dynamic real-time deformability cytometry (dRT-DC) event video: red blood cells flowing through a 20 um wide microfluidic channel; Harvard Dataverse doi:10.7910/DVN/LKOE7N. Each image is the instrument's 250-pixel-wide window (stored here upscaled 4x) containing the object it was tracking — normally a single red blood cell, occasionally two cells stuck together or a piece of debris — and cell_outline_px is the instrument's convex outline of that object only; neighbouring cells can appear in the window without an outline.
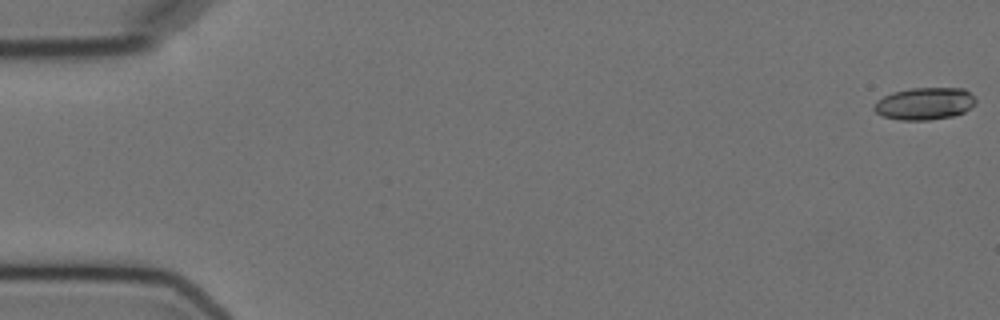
{"species": "Egyptian fruit bat (a non-hibernating species)", "species_latin": "Rousettus aegyptiacus", "temperature_condition": "cold", "stored_images_in_passage": 7, "camera_frame_rate_fps": 3000, "um_per_image_px": 0.085, "animal": {"sex": "female"}, "frame": {"image": 1, "passage_image": 1, "time_ms": 0.0, "image_size_px": [1000, 320], "cell_outline_px": [[976, 104], [964, 112], [952, 116], [928, 120], [900, 120], [884, 116], [876, 112], [872, 108], [876, 100], [892, 92], [912, 88], [964, 88], [976, 100]], "centroid_in_image_um": [78.58, 8.8], "position_along_channel_um": 6.4, "area_um2": 19.07}}
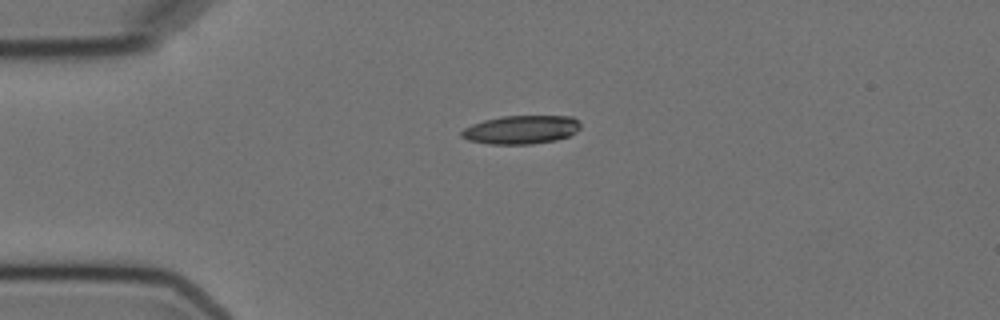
{"frame": {"image": 2, "passage_image": 5, "time_ms": 4.333, "image_size_px": [1000, 320], "cell_outline_px": [[580, 128], [576, 132], [568, 136], [556, 140], [532, 144], [488, 144], [468, 140], [460, 136], [460, 132], [464, 128], [472, 124], [484, 120], [500, 116], [572, 116], [580, 124]], "centroid_in_image_um": [44.27, 11.02], "position_along_channel_um": 40.7, "area_um2": 19.83}}
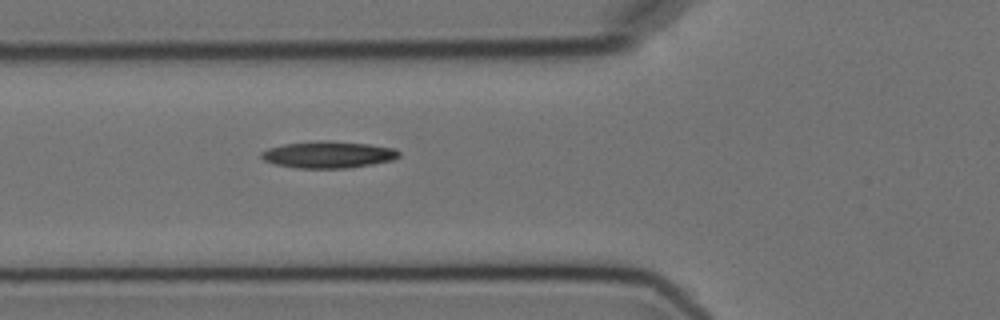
{"frame": {"image": 3, "passage_image": 7, "time_ms": 6.667, "image_size_px": [1000, 320], "cell_outline_px": [[400, 156], [392, 160], [372, 164], [348, 168], [296, 168], [276, 164], [264, 160], [260, 156], [260, 152], [268, 148], [284, 144], [320, 140], [328, 140], [368, 144], [396, 148], [400, 152]], "centroid_in_image_um": [27.91, 13.14], "position_along_channel_um": 97.9, "area_um2": 21.56}}